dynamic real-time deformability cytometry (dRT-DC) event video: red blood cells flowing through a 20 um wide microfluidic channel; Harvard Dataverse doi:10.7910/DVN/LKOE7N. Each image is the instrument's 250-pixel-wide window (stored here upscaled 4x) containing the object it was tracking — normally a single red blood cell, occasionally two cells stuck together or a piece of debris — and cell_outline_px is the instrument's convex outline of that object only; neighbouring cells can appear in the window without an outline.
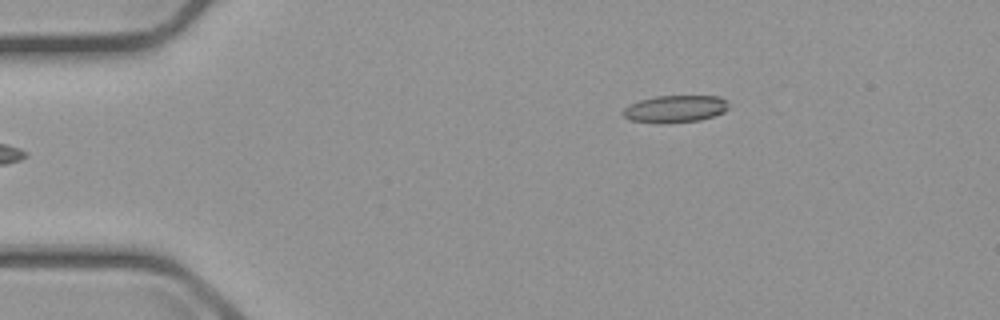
{"species": "common noctule bat (a hibernating species)", "species_latin": "Nyctalus noctula", "temperature_condition": "cold", "stored_images_in_passage": 6, "camera_frame_rate_fps": 3000, "um_per_image_px": 0.085, "animal": {"sex": "male", "body_mass_g": 23.1, "forearm_length_mm": 52.7}, "frame": {"image": 1, "passage_image": 6, "time_ms": 6.0, "image_size_px": [1000, 320], "cell_outline_px": [[728, 108], [724, 112], [700, 120], [656, 124], [632, 120], [624, 116], [620, 112], [628, 104], [640, 100], [656, 96], [720, 96], [728, 104]], "centroid_in_image_um": [57.34, 9.26], "position_along_channel_um": 27.7, "area_um2": 16.76}}